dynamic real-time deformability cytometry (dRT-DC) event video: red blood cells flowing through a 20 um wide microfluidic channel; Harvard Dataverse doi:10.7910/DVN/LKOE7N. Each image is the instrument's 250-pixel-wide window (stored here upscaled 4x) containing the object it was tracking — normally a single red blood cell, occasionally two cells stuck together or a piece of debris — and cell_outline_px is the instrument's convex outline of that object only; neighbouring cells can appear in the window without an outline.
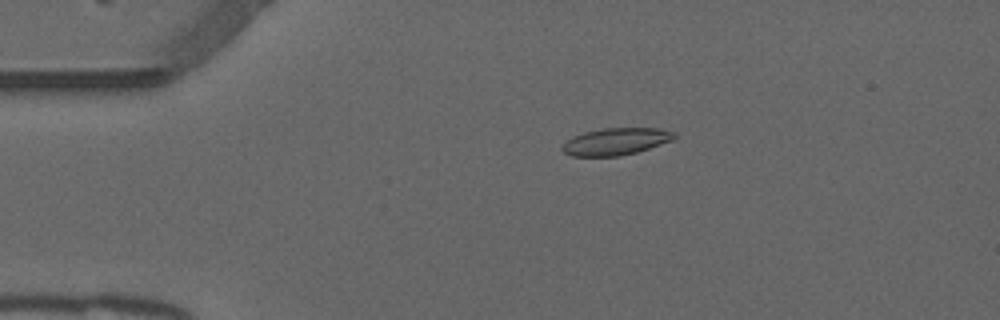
{"species": "common noctule bat (a hibernating species)", "species_latin": "Nyctalus noctula", "temperature_condition": "warm", "stored_images_in_passage": 44, "camera_frame_rate_fps": 3000, "um_per_image_px": 0.085, "animal": {"sex": "male", "forearm_length_mm": 52.5}, "frame": {"image": 1, "passage_image": 2, "time_ms": 0.333, "image_size_px": [1000, 320], "cell_outline_px": [[676, 136], [672, 140], [636, 152], [620, 156], [572, 156], [564, 152], [560, 148], [572, 136], [584, 132], [604, 128], [660, 128], [676, 132]], "centroid_in_image_um": [52.34, 12.02], "position_along_channel_um": 32.7, "area_um2": 17.57}}
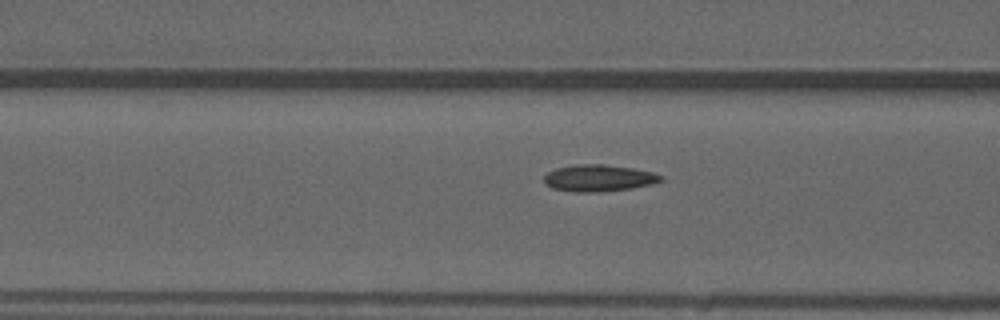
{"frame": {"image": 2, "passage_image": 12, "time_ms": 3.667, "image_size_px": [1000, 320], "cell_outline_px": [[664, 180], [652, 184], [628, 188], [592, 192], [576, 192], [552, 188], [544, 184], [544, 176], [548, 172], [556, 168], [576, 164], [604, 164], [632, 168], [652, 172], [664, 176]], "centroid_in_image_um": [50.87, 15.12], "position_along_channel_um": 115.7, "area_um2": 18.09}}
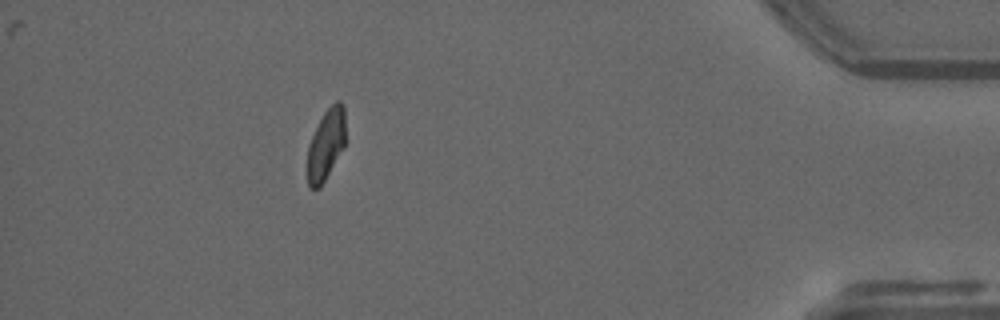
{"frame": {"image": 3, "passage_image": 39, "time_ms": 12.667, "image_size_px": [1000, 320], "cell_outline_px": [[344, 148], [320, 188], [312, 188], [308, 184], [308, 144], [324, 112], [336, 100], [340, 100], [344, 104]], "centroid_in_image_um": [27.72, 12.28], "position_along_channel_um": 407.5, "area_um2": 15.55}, "authors_computed_cell_mechanics": {"area_um2": 17.3689, "velocity_mm_per_s": 3.859, "shape_relaxation_time_tau1_ms": null, "shape_relaxation_time_tau2_ms": 3.92, "deformation_change_tau1": null, "deformation_change_tau2": 0.0975}}